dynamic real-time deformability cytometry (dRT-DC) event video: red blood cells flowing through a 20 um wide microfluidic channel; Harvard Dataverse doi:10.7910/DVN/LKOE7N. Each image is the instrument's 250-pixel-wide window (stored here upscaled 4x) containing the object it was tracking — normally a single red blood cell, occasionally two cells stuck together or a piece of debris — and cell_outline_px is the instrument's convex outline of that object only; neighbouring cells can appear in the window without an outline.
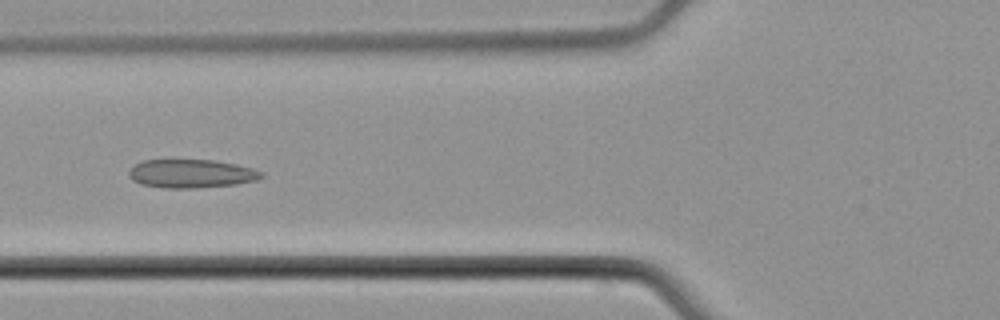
{"species": "common noctule bat (a hibernating species)", "species_latin": "Nyctalus noctula", "temperature_condition": "cold", "stored_images_in_passage": 7, "camera_frame_rate_fps": 3000, "um_per_image_px": 0.085, "animal": {"sex": "male", "body_mass_g": 21.5, "forearm_length_mm": 52.0}, "frame": {"image": 1, "passage_image": 6, "time_ms": 6.333, "image_size_px": [1000, 320], "cell_outline_px": [[264, 176], [256, 180], [236, 184], [196, 188], [164, 188], [140, 184], [132, 180], [128, 176], [128, 172], [136, 164], [144, 160], [172, 156], [216, 160], [236, 164], [252, 168], [264, 172]], "centroid_in_image_um": [16.22, 14.7], "position_along_channel_um": 109.6, "area_um2": 23.12}}
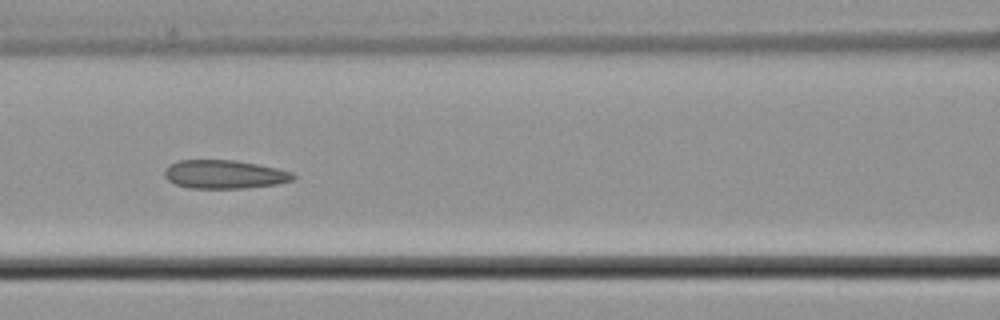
{"frame": {"image": 2, "passage_image": 7, "time_ms": 7.333, "image_size_px": [1000, 320], "cell_outline_px": [[296, 176], [292, 180], [276, 184], [248, 188], [188, 188], [176, 184], [168, 180], [164, 176], [164, 172], [168, 164], [180, 160], [236, 160], [276, 168], [292, 172]], "centroid_in_image_um": [19.05, 14.82], "position_along_channel_um": 147.5, "area_um2": 21.39}}